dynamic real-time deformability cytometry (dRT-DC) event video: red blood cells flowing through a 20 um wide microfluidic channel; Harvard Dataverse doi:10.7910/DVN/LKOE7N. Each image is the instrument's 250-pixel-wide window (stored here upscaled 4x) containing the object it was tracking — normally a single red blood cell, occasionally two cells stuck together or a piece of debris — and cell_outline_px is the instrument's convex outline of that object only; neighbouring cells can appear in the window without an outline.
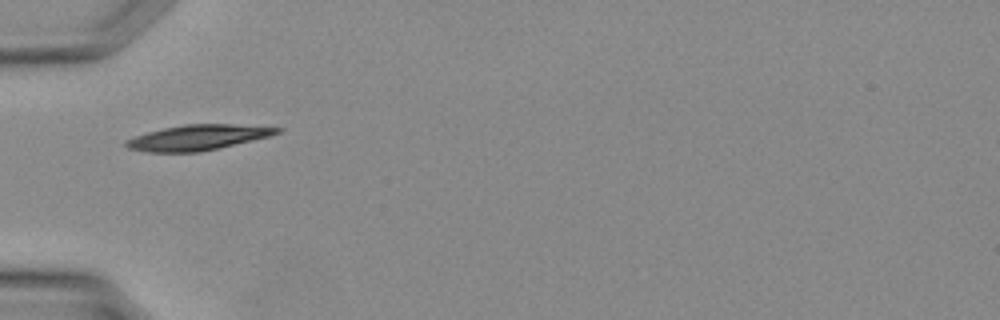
{"species": "Egyptian fruit bat (a non-hibernating species)", "species_latin": "Rousettus aegyptiacus", "temperature_condition": "warm", "stored_images_in_passage": 22, "camera_frame_rate_fps": 3000, "um_per_image_px": 0.085, "animal": {"sex": "female"}, "frame": {"image": 1, "passage_image": 1, "time_ms": 0.0, "image_size_px": [1000, 320], "cell_outline_px": [[284, 128], [280, 132], [268, 136], [200, 152], [148, 152], [128, 148], [124, 144], [124, 140], [148, 132], [164, 128], [184, 124], [232, 124]], "centroid_in_image_um": [16.77, 11.68], "position_along_channel_um": 68.2, "area_um2": 21.96}}
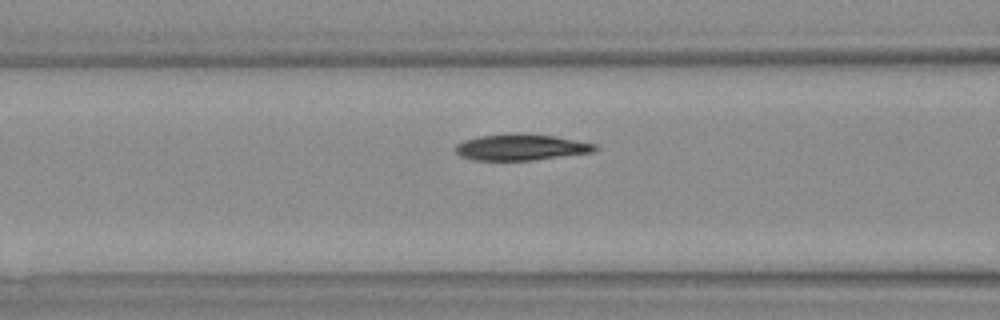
{"frame": {"image": 2, "passage_image": 4, "time_ms": 1.0, "image_size_px": [1000, 320], "cell_outline_px": [[600, 148], [592, 152], [532, 160], [476, 160], [460, 156], [452, 148], [456, 144], [464, 140], [480, 136], [516, 132], [556, 136], [596, 144]], "centroid_in_image_um": [44.26, 12.5], "position_along_channel_um": 122.3, "area_um2": 21.44}}